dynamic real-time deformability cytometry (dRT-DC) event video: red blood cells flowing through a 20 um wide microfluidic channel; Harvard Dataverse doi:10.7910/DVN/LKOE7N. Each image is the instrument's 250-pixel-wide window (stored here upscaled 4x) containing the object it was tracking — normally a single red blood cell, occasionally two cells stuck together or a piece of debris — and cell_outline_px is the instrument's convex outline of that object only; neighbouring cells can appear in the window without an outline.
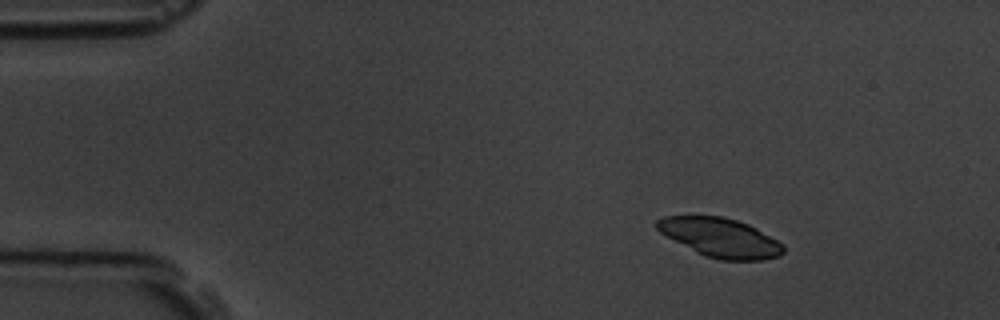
{"species": "common noctule bat (a hibernating species)", "species_latin": "Nyctalus noctula", "temperature_condition": "room temperature", "stored_images_in_passage": 7, "camera_frame_rate_fps": 3000, "um_per_image_px": 0.085, "animal": {"sex": "male", "body_mass_g": 19.5, "forearm_length_mm": 54.6}, "frame": {"image": 1, "passage_image": 3, "time_ms": 2.333, "image_size_px": [1000, 320], "cell_outline_px": [[784, 252], [780, 256], [764, 260], [720, 260], [704, 256], [696, 252], [660, 232], [656, 228], [656, 220], [664, 216], [724, 216], [748, 224], [756, 228], [784, 244]], "centroid_in_image_um": [61.25, 20.2], "position_along_channel_um": 23.8, "area_um2": 28.73}}